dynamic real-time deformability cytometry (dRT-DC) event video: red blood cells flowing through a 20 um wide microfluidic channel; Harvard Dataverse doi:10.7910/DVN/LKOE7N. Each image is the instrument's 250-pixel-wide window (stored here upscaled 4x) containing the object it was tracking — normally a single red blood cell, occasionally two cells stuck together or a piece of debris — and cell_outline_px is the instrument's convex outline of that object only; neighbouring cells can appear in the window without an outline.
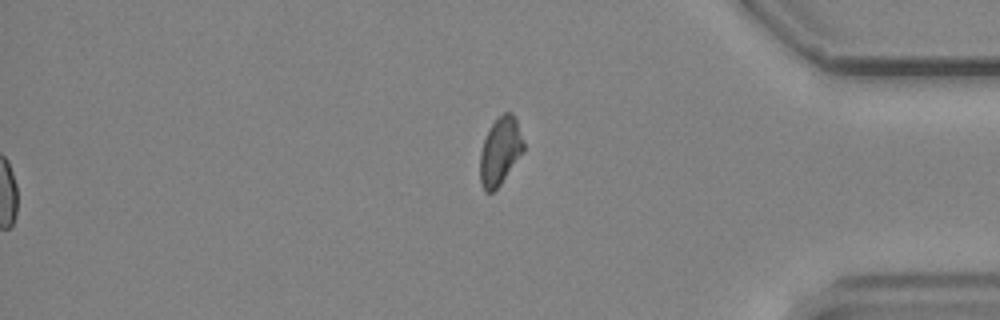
{"species": "common noctule bat (a hibernating species)", "species_latin": "Nyctalus noctula", "temperature_condition": "cold", "stored_images_in_passage": 49, "segment_of_instrument_passage": [2, 2], "camera_frame_rate_fps": 3000, "um_per_image_px": 0.085, "animal": {"sex": "male", "body_mass_g": 19.2, "forearm_length_mm": 51.8}, "frame": {"image": 1, "passage_image": 49, "time_ms": 16.0, "image_size_px": [1000, 320], "cell_outline_px": [[524, 152], [500, 184], [492, 192], [484, 192], [480, 180], [480, 152], [484, 140], [496, 116], [504, 112], [512, 112], [516, 120], [524, 144]], "centroid_in_image_um": [42.51, 12.83], "position_along_channel_um": 392.7, "area_um2": 17.11}}